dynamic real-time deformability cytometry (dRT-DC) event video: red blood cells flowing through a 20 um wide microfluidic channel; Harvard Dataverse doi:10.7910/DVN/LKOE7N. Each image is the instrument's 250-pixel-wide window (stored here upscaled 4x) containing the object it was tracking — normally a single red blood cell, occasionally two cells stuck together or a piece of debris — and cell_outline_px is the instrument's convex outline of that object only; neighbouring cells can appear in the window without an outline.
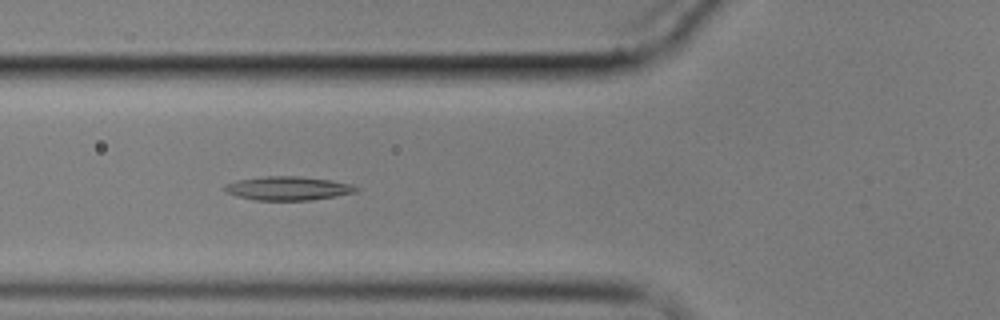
{"species": "common noctule bat (a hibernating species)", "species_latin": "Nyctalus noctula", "temperature_condition": "cold", "stored_images_in_passage": 7, "camera_frame_rate_fps": 3000, "um_per_image_px": 0.085, "animal": {"sex": "male", "body_mass_g": 17.9}, "frame": {"image": 1, "passage_image": 5, "time_ms": 6.333, "image_size_px": [1000, 320], "cell_outline_px": [[360, 188], [356, 192], [336, 196], [312, 200], [256, 200], [236, 196], [224, 192], [224, 188], [228, 184], [240, 180], [268, 176], [300, 176], [332, 180], [352, 184]], "centroid_in_image_um": [24.54, 16.01], "position_along_channel_um": 101.3, "area_um2": 18.15}}
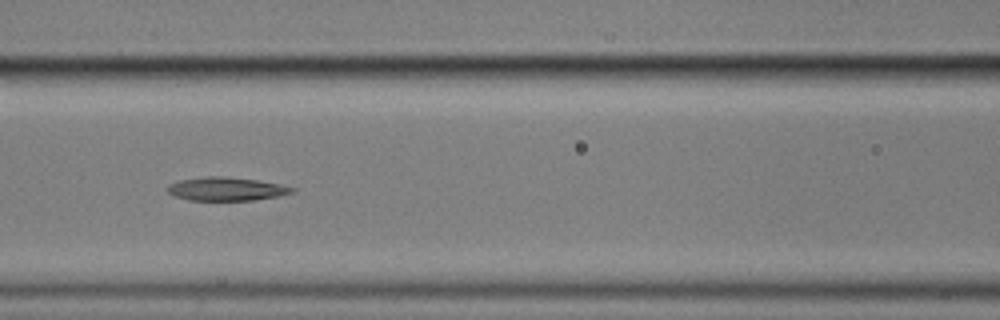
{"frame": {"image": 2, "passage_image": 6, "time_ms": 7.667, "image_size_px": [1000, 320], "cell_outline_px": [[296, 188], [292, 192], [276, 196], [256, 200], [188, 200], [176, 196], [168, 192], [164, 188], [168, 184], [180, 180], [200, 176], [224, 176], [256, 180], [280, 184]], "centroid_in_image_um": [19.17, 16.05], "position_along_channel_um": 147.4, "area_um2": 17.05}}
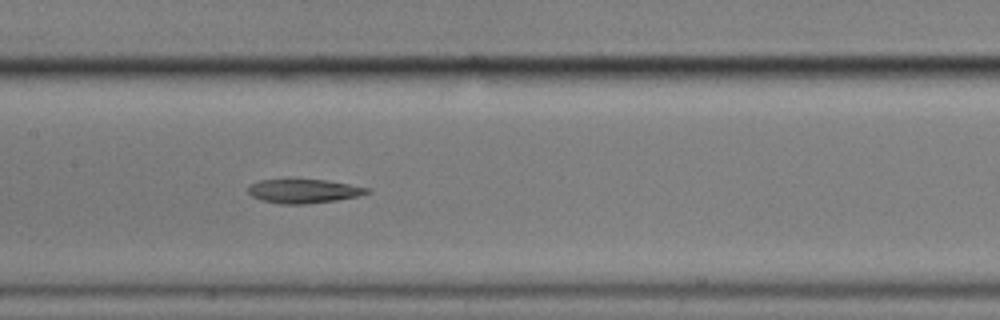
{"frame": {"image": 3, "passage_image": 7, "time_ms": 8.667, "image_size_px": [1000, 320], "cell_outline_px": [[372, 192], [360, 196], [336, 200], [304, 204], [280, 204], [260, 200], [252, 196], [248, 192], [248, 184], [260, 180], [288, 176], [328, 180], [372, 188]], "centroid_in_image_um": [25.79, 16.19], "position_along_channel_um": 181.6, "area_um2": 17.74}}